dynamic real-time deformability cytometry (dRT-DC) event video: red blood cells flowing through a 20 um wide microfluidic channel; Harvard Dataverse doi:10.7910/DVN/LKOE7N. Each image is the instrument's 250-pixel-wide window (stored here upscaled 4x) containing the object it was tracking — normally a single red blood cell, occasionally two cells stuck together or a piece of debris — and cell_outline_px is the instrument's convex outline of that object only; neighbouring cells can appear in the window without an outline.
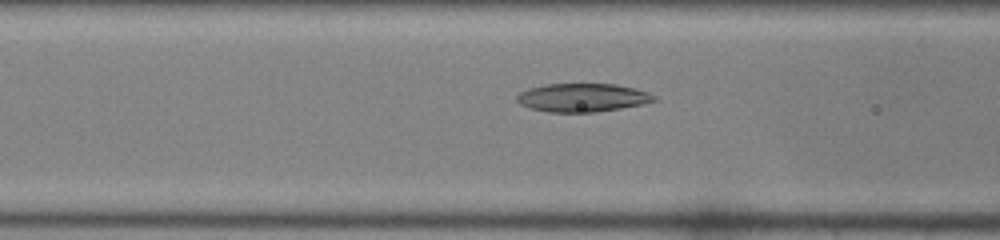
{"species": "common noctule bat (a hibernating species)", "species_latin": "Nyctalus noctula", "temperature_condition": "room temperature", "stored_images_in_passage": 23, "camera_frame_rate_fps": 3000, "um_per_image_px": 0.085, "animal": {"sex": "female", "body_mass_g": 22.0, "forearm_length_mm": 56.7}, "frame": {"image": 1, "passage_image": 4, "time_ms": 1.0, "image_size_px": [1000, 240], "cell_outline_px": [[656, 100], [640, 104], [620, 108], [596, 112], [548, 112], [532, 108], [520, 104], [516, 100], [516, 96], [520, 92], [528, 88], [548, 84], [616, 84], [636, 88], [648, 92], [656, 96]], "centroid_in_image_um": [49.5, 8.29], "position_along_channel_um": 117.1, "area_um2": 22.6}}
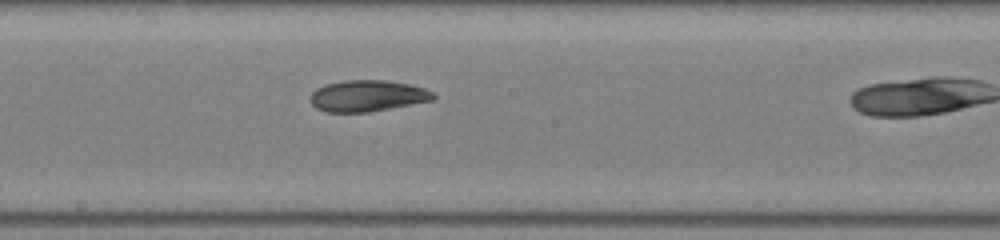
{"frame": {"image": 2, "passage_image": 11, "time_ms": 3.333, "image_size_px": [1000, 240], "cell_outline_px": [[436, 96], [432, 100], [368, 112], [328, 112], [316, 108], [312, 104], [312, 92], [316, 88], [324, 84], [344, 80], [388, 80], [408, 84], [424, 88], [432, 92]], "centroid_in_image_um": [31.21, 8.13], "position_along_channel_um": 217.0, "area_um2": 22.25}}
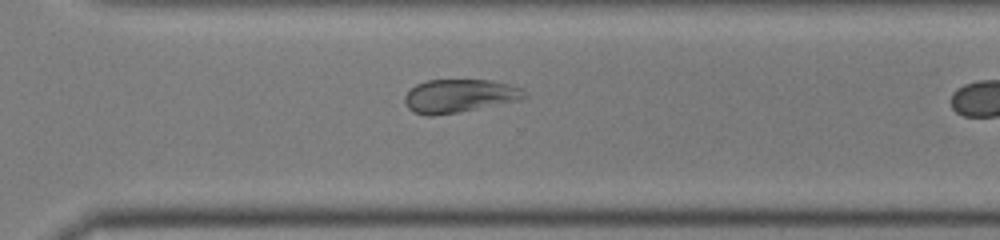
{"frame": {"image": 3, "passage_image": 19, "time_ms": 6.0, "image_size_px": [1000, 240], "cell_outline_px": [[528, 96], [520, 100], [456, 112], [432, 116], [428, 116], [412, 112], [408, 108], [404, 100], [404, 96], [416, 84], [428, 80], [492, 80], [508, 84], [520, 88]], "centroid_in_image_um": [39.02, 8.15], "position_along_channel_um": 331.6, "area_um2": 23.0}}